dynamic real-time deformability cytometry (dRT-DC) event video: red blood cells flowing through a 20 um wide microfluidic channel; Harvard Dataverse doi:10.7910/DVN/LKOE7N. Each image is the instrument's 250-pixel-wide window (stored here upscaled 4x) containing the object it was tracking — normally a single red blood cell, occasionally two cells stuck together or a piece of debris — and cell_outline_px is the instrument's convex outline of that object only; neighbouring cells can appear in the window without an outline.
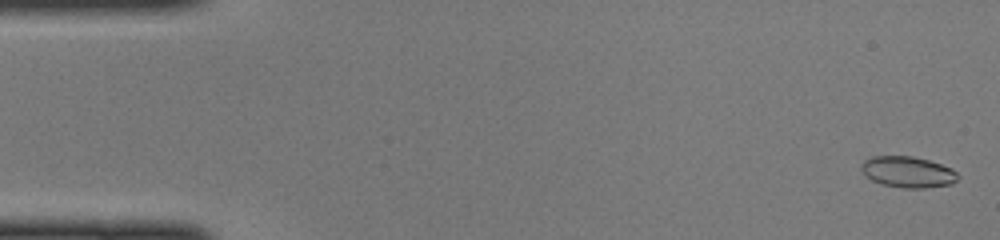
{"species": "common noctule bat (a hibernating species)", "species_latin": "Nyctalus noctula", "temperature_condition": "cold", "stored_images_in_passage": 45, "camera_frame_rate_fps": 3000, "um_per_image_px": 0.085, "animal": {"sex": "female", "body_mass_g": 22.0, "forearm_length_mm": 56.7}, "frame": {"image": 1, "passage_image": 2, "time_ms": 0.333, "image_size_px": [1000, 240], "cell_outline_px": [[960, 176], [952, 184], [924, 188], [904, 188], [884, 184], [872, 180], [860, 168], [860, 164], [864, 160], [872, 156], [912, 156], [928, 160], [952, 168]], "centroid_in_image_um": [77.18, 14.61], "position_along_channel_um": 7.8, "area_um2": 17.4}}
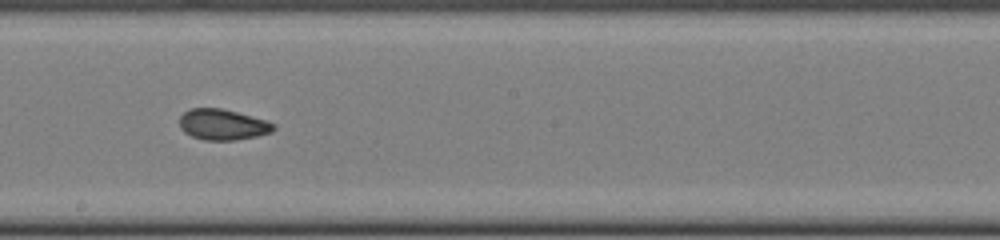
{"frame": {"image": 2, "passage_image": 27, "time_ms": 8.667, "image_size_px": [1000, 240], "cell_outline_px": [[276, 128], [272, 132], [256, 136], [236, 140], [204, 140], [192, 136], [184, 132], [180, 128], [180, 116], [188, 108], [220, 108], [268, 120], [276, 124]], "centroid_in_image_um": [18.94, 10.58], "position_along_channel_um": 229.3, "area_um2": 16.99}}
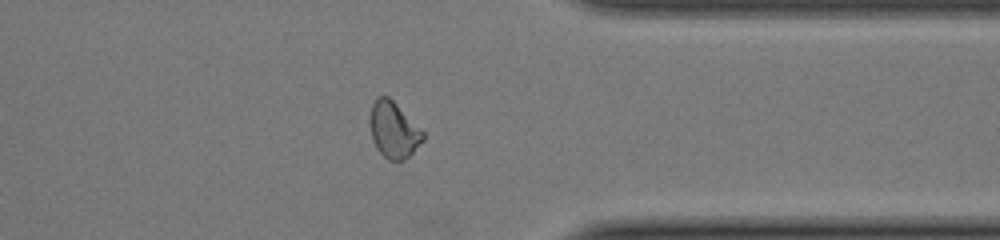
{"frame": {"image": 3, "passage_image": 38, "time_ms": 12.333, "image_size_px": [1000, 240], "cell_outline_px": [[424, 140], [404, 160], [388, 160], [376, 148], [372, 140], [368, 120], [372, 104], [380, 96], [388, 96], [424, 132]], "centroid_in_image_um": [33.43, 11.05], "position_along_channel_um": 378.0, "area_um2": 17.22}}